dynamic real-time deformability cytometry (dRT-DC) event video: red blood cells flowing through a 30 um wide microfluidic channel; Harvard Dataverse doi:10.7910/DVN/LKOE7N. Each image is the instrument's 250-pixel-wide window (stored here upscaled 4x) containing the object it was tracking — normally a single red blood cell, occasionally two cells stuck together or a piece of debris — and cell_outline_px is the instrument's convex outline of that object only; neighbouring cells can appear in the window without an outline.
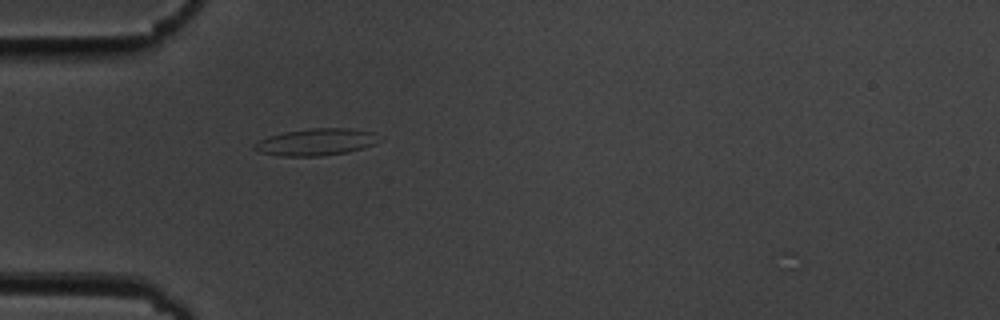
{"species": "common noctule bat (a hibernating species)", "species_latin": "Nyctalus noctula", "temperature_condition": "cold", "stored_images_in_passage": 39, "camera_frame_rate_fps": 3000, "um_per_image_px": 0.085, "animal": {"sex": "male", "body_mass_g": 19.5, "forearm_length_mm": 54.6}, "frame": {"image": 1, "passage_image": 1, "time_ms": 0.0, "image_size_px": [1000, 320], "cell_outline_px": [[380, 140], [376, 144], [364, 148], [348, 152], [320, 156], [280, 156], [260, 152], [252, 148], [252, 144], [268, 136], [284, 132], [308, 128], [352, 128], [376, 132]], "centroid_in_image_um": [26.9, 12.06], "position_along_channel_um": 58.1, "area_um2": 19.88}}
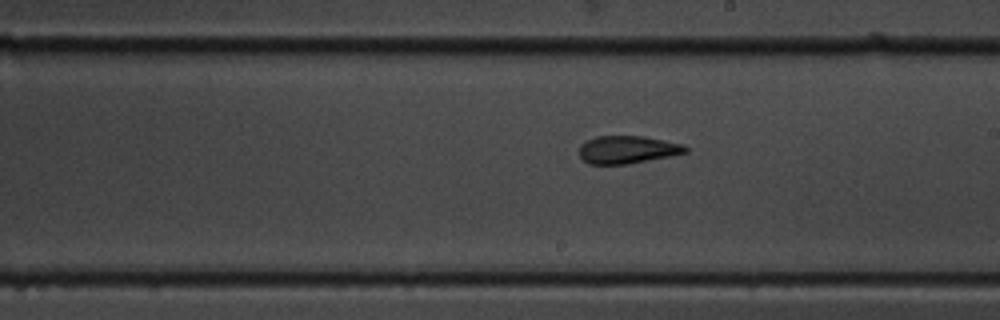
{"frame": {"image": 2, "passage_image": 16, "time_ms": 5.0, "image_size_px": [1000, 320], "cell_outline_px": [[688, 152], [628, 164], [588, 164], [580, 156], [580, 144], [596, 136], [644, 136], [684, 144], [688, 148]], "centroid_in_image_um": [53.34, 12.71], "position_along_channel_um": 235.7, "area_um2": 17.11}}
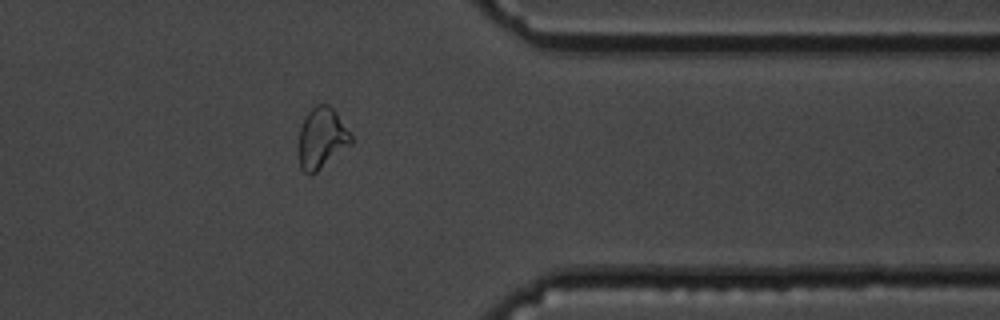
{"frame": {"image": 3, "passage_image": 29, "time_ms": 9.333, "image_size_px": [1000, 320], "cell_outline_px": [[352, 144], [316, 172], [308, 176], [300, 168], [300, 128], [308, 112], [316, 104], [328, 104], [336, 112], [352, 136]], "centroid_in_image_um": [27.36, 11.75], "position_along_channel_um": 384.0, "area_um2": 18.32}, "authors_computed_cell_mechanics": {"area_um2": 17.918, "velocity_mm_per_s": 3.6598, "shape_relaxation_time_tau1_ms": 6.7382, "shape_relaxation_time_tau2_ms": 2.1406, "deformation_change_tau1": 0.1675, "deformation_change_tau2": 0.0904}}